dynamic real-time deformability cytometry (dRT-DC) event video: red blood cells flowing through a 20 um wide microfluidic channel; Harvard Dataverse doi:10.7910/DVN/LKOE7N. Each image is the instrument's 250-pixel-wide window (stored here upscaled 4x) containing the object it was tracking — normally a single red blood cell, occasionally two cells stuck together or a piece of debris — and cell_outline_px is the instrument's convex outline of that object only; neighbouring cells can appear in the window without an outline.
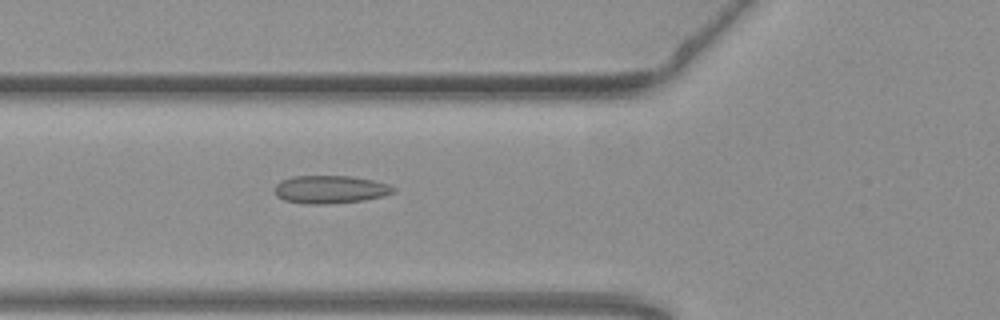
{"species": "common noctule bat (a hibernating species)", "species_latin": "Nyctalus noctula", "temperature_condition": "warm", "stored_images_in_passage": 46, "camera_frame_rate_fps": 3000, "um_per_image_px": 0.085, "animal": {"sex": "female", "body_mass_g": 19.3, "forearm_length_mm": 54.1}, "frame": {"image": 1, "passage_image": 12, "time_ms": 3.667, "image_size_px": [1000, 320], "cell_outline_px": [[396, 192], [384, 196], [364, 200], [328, 204], [304, 204], [284, 200], [276, 196], [276, 184], [280, 180], [296, 176], [348, 176], [372, 180], [388, 184], [396, 188]], "centroid_in_image_um": [28.08, 16.11], "position_along_channel_um": 97.7, "area_um2": 19.36}}
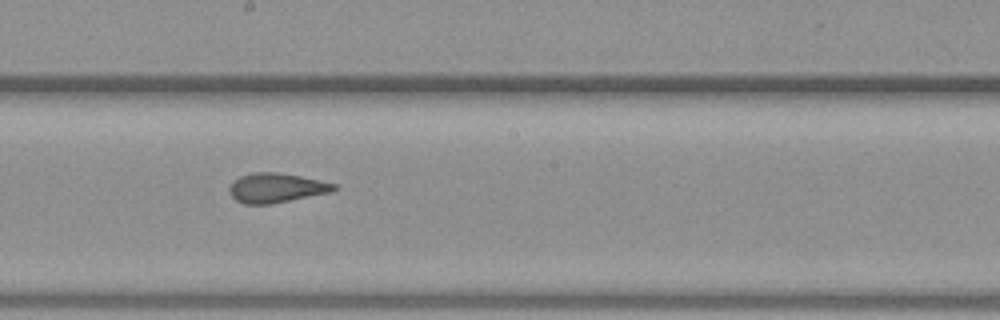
{"frame": {"image": 2, "passage_image": 22, "time_ms": 7.0, "image_size_px": [1000, 320], "cell_outline_px": [[336, 188], [332, 192], [272, 204], [244, 204], [236, 200], [232, 196], [228, 188], [240, 176], [252, 172], [276, 172], [300, 176], [320, 180], [336, 184]], "centroid_in_image_um": [23.49, 15.97], "position_along_channel_um": 224.7, "area_um2": 17.92}}
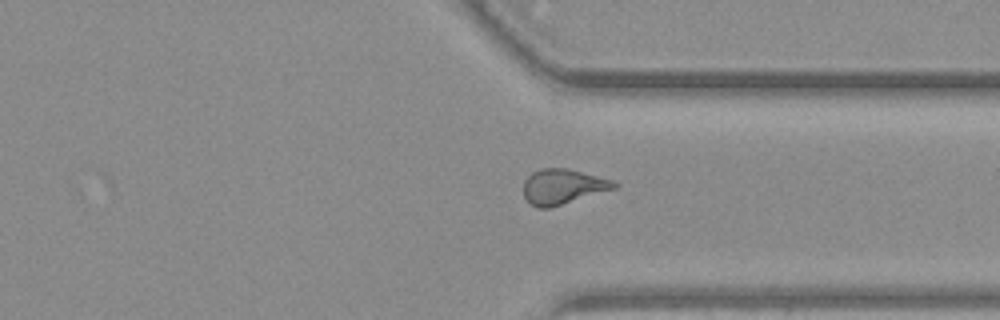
{"frame": {"image": 3, "passage_image": 33, "time_ms": 10.667, "image_size_px": [1000, 320], "cell_outline_px": [[620, 184], [616, 188], [552, 208], [536, 208], [524, 196], [524, 180], [532, 172], [540, 168], [568, 168], [612, 180]], "centroid_in_image_um": [47.84, 15.86], "position_along_channel_um": 363.6, "area_um2": 18.67}, "authors_computed_cell_mechanics": {"area_um2": 18.496, "velocity_mm_per_s": 3.7951, "shape_relaxation_time_tau1_ms": null, "shape_relaxation_time_tau2_ms": 1.7112, "deformation_change_tau1": null, "deformation_change_tau2": 0.1067}}